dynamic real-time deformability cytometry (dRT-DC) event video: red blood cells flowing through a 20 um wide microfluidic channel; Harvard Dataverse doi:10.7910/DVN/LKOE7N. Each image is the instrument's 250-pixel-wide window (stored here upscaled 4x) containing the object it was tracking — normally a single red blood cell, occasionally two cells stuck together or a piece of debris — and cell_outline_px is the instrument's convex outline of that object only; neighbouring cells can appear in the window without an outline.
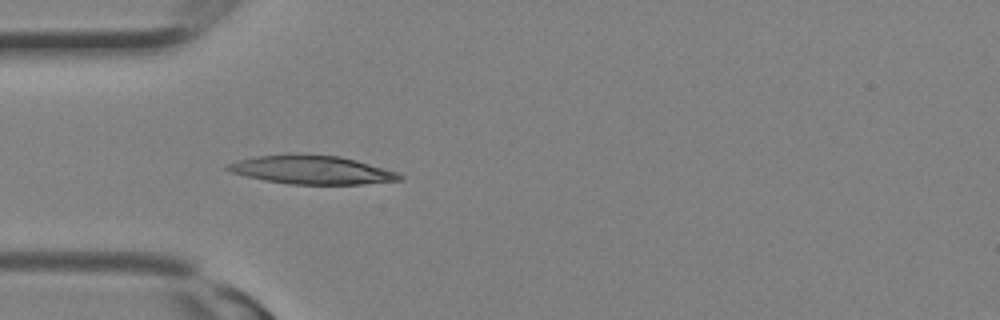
{"species": "Egyptian fruit bat (a non-hibernating species)", "species_latin": "Rousettus aegyptiacus", "temperature_condition": "room temperature", "stored_images_in_passage": 4, "camera_frame_rate_fps": 3000, "um_per_image_px": 0.085, "animal": {"sex": "female"}, "frame": {"image": 1, "passage_image": 4, "time_ms": 1.0, "image_size_px": [1000, 320], "cell_outline_px": [[404, 180], [364, 184], [292, 184], [268, 180], [248, 176], [232, 172], [224, 168], [228, 164], [240, 160], [256, 156], [296, 152], [340, 156], [356, 160], [400, 172], [404, 176]], "centroid_in_image_um": [26.59, 14.41], "position_along_channel_um": 58.4, "area_um2": 28.9}}